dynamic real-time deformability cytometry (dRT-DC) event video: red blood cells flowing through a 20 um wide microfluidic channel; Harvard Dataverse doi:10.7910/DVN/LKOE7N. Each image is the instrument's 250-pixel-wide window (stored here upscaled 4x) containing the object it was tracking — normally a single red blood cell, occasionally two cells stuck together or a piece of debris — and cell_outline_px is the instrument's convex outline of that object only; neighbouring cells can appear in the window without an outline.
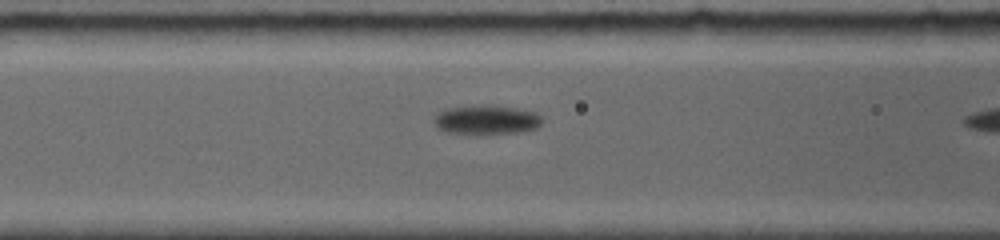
{"species": "common noctule bat (a hibernating species)", "species_latin": "Nyctalus noctula", "temperature_condition": "room temperature", "stored_images_in_passage": 11, "camera_frame_rate_fps": 5000, "um_per_image_px": 0.085, "animal": {"sex": "female", "body_mass_g": 19.0, "forearm_length_mm": 56.7}, "frame": {"image": 1, "passage_image": 10, "time_ms": 3.4, "image_size_px": [1000, 240], "cell_outline_px": [[540, 124], [536, 128], [520, 132], [484, 136], [444, 132], [436, 128], [436, 112], [444, 108], [488, 104], [516, 108], [536, 112], [540, 116]], "centroid_in_image_um": [41.31, 10.21], "position_along_channel_um": 125.3, "area_um2": 19.07}}